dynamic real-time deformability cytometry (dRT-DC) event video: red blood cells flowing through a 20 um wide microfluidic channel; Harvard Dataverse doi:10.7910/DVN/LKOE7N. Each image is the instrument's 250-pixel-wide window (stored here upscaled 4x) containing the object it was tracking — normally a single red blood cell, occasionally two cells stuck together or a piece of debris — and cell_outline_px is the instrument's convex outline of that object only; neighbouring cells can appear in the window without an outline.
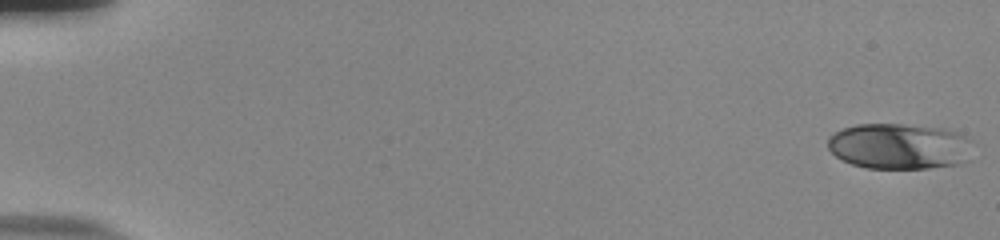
{"species": "human", "species_latin": "Homo sapiens", "temperature_condition": "room temperature", "stored_images_in_passage": 55, "camera_frame_rate_fps": 3000, "um_per_image_px": 0.085, "donor": {"sex": "male"}, "frame": {"image": 1, "passage_image": 1, "time_ms": 0.0, "image_size_px": [1000, 240], "cell_outline_px": [[972, 140], [956, 164], [928, 168], [868, 168], [852, 164], [836, 156], [828, 148], [828, 136], [844, 128], [856, 124], [900, 124], [940, 128], [956, 132]], "centroid_in_image_um": [76.31, 12.41], "position_along_channel_um": 8.7, "area_um2": 37.69}}
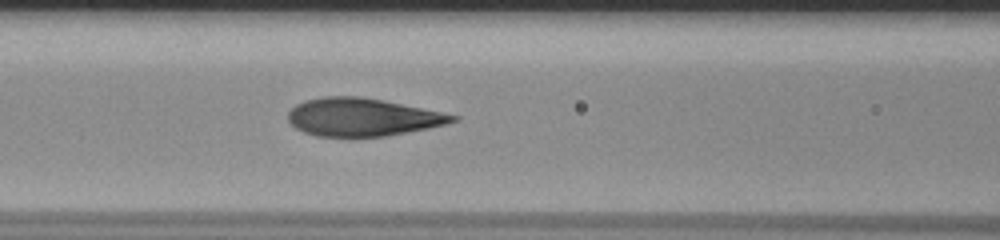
{"frame": {"image": 2, "passage_image": 25, "time_ms": 8.0, "image_size_px": [1000, 240], "cell_outline_px": [[460, 120], [428, 128], [384, 136], [352, 140], [316, 136], [304, 132], [296, 128], [288, 120], [288, 112], [296, 104], [304, 100], [324, 96], [360, 96], [384, 100], [460, 116]], "centroid_in_image_um": [30.76, 9.99], "position_along_channel_um": 135.8, "area_um2": 37.17}}
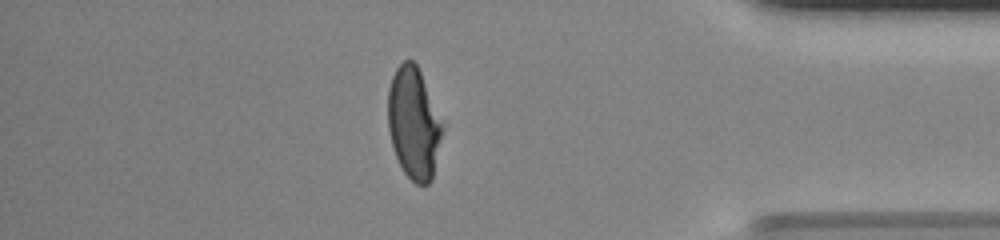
{"frame": {"image": 3, "passage_image": 48, "time_ms": 15.667, "image_size_px": [1000, 240], "cell_outline_px": [[444, 128], [432, 180], [428, 184], [416, 184], [404, 172], [396, 156], [392, 144], [388, 128], [388, 88], [392, 76], [396, 68], [404, 60], [412, 60], [416, 64], [420, 72]], "centroid_in_image_um": [35.16, 10.49], "position_along_channel_um": 400.0, "area_um2": 35.03}, "authors_computed_cell_mechanics": {"area_um2": 37.0498, "velocity_mm_per_s": 3.7867, "shape_relaxation_time_tau1_ms": 4.5031, "shape_relaxation_time_tau2_ms": null, "deformation_change_tau1": 0.2085, "deformation_change_tau2": null}}